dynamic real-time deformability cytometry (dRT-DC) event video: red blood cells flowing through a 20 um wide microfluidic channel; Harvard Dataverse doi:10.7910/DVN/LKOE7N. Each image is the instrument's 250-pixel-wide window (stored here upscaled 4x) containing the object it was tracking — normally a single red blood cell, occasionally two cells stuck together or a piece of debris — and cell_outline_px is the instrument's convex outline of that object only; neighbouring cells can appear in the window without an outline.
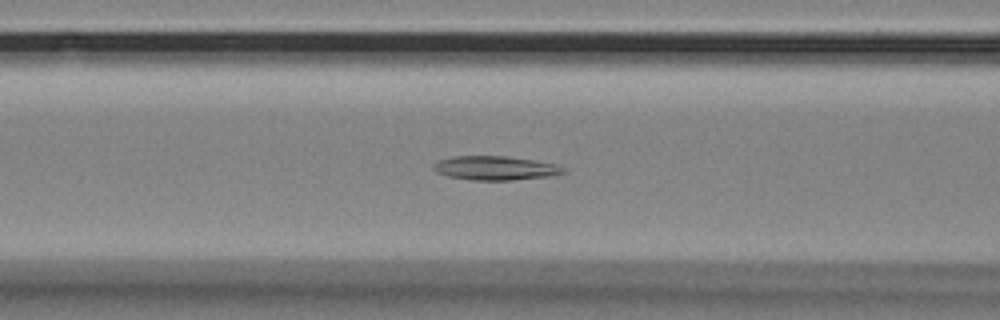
{"species": "Egyptian fruit bat (a non-hibernating species)", "species_latin": "Rousettus aegyptiacus", "temperature_condition": "room temperature", "stored_images_in_passage": 57, "camera_frame_rate_fps": 3000, "um_per_image_px": 0.085, "animal": {"sex": "female"}, "frame": {"image": 1, "passage_image": 22, "time_ms": 7.0, "image_size_px": [1000, 320], "cell_outline_px": [[564, 172], [548, 176], [512, 180], [472, 180], [448, 176], [436, 172], [432, 168], [432, 164], [440, 160], [452, 156], [508, 156], [556, 164], [564, 168]], "centroid_in_image_um": [42.04, 14.28], "position_along_channel_um": 124.6, "area_um2": 18.03}}
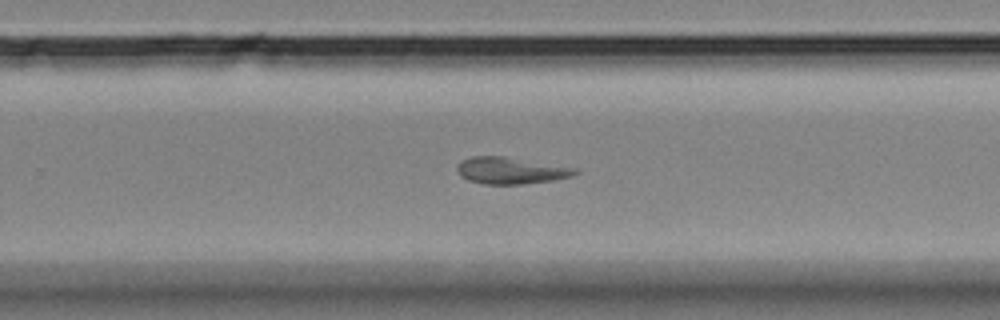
{"frame": {"image": 2, "passage_image": 36, "time_ms": 11.667, "image_size_px": [1000, 320], "cell_outline_px": [[580, 172], [572, 176], [552, 180], [520, 184], [484, 184], [468, 180], [460, 176], [456, 172], [456, 164], [460, 160], [472, 156], [500, 156], [576, 168]], "centroid_in_image_um": [43.34, 14.5], "position_along_channel_um": 286.5, "area_um2": 18.26}}
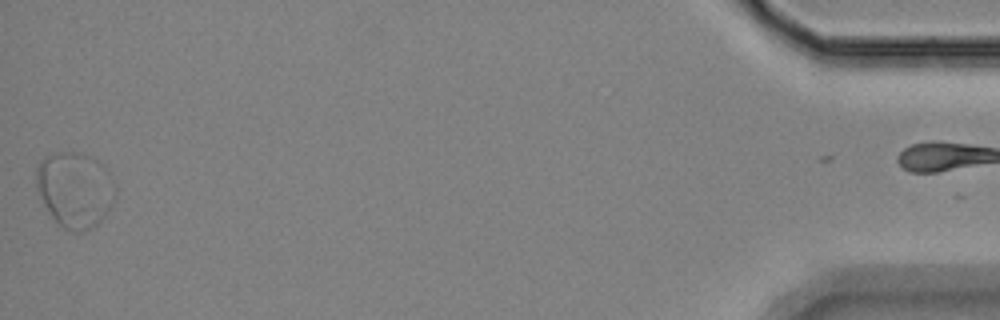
{"frame": {"image": 3, "passage_image": 56, "time_ms": 18.333, "image_size_px": [1000, 320], "cell_outline_px": [[116, 188], [112, 204], [104, 216], [92, 228], [80, 232], [76, 232], [64, 228], [48, 212], [36, 188], [36, 168], [40, 160], [48, 156], [68, 152], [76, 152], [88, 156], [96, 160], [108, 172], [116, 184]], "centroid_in_image_um": [6.36, 16.13], "position_along_channel_um": 428.8, "area_um2": 34.33}}